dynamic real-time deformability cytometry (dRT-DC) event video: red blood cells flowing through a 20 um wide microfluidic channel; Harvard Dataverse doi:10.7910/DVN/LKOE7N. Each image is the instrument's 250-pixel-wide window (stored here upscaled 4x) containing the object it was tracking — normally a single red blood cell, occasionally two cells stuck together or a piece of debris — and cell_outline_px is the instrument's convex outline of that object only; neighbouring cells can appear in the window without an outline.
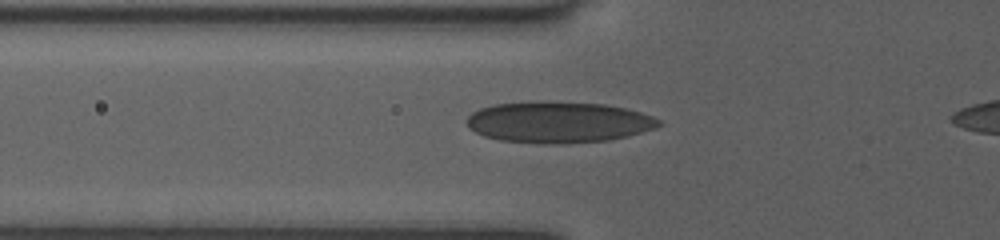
{"species": "human", "species_latin": "Homo sapiens", "temperature_condition": "room temperature", "stored_images_in_passage": 31, "camera_frame_rate_fps": 3000, "um_per_image_px": 0.085, "donor": {"sex": "female"}, "frame": {"image": 1, "passage_image": 2, "time_ms": 0.333, "image_size_px": [1000, 240], "cell_outline_px": [[664, 124], [656, 128], [628, 136], [608, 140], [564, 144], [540, 144], [500, 140], [484, 136], [468, 128], [468, 116], [472, 112], [480, 108], [492, 104], [544, 100], [604, 104], [624, 108], [640, 112], [652, 116], [660, 120]], "centroid_in_image_um": [47.47, 10.38], "position_along_channel_um": 78.3, "area_um2": 46.64}}
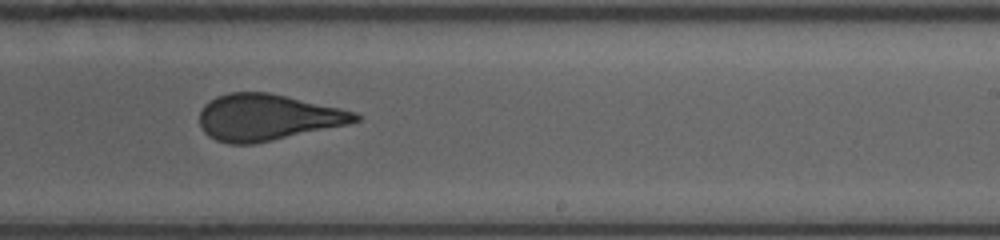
{"frame": {"image": 2, "passage_image": 16, "time_ms": 5.0, "image_size_px": [1000, 240], "cell_outline_px": [[364, 116], [360, 120], [348, 124], [252, 144], [228, 144], [216, 140], [208, 136], [204, 132], [200, 124], [200, 112], [204, 104], [216, 96], [228, 92], [268, 92], [340, 108], [356, 112]], "centroid_in_image_um": [22.71, 9.97], "position_along_channel_um": 266.3, "area_um2": 41.91}}
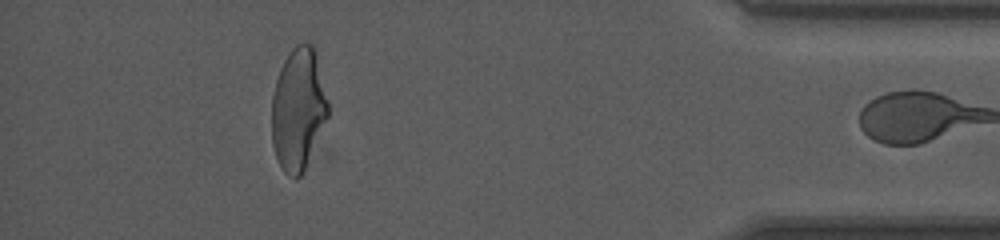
{"frame": {"image": 3, "passage_image": 30, "time_ms": 9.667, "image_size_px": [1000, 240], "cell_outline_px": [[328, 116], [304, 172], [296, 180], [288, 176], [280, 168], [276, 160], [272, 144], [272, 96], [276, 80], [280, 68], [284, 60], [292, 48], [296, 44], [304, 40], [312, 44], [316, 48], [328, 100]], "centroid_in_image_um": [25.35, 9.27], "position_along_channel_um": 409.8, "area_um2": 40.92}}